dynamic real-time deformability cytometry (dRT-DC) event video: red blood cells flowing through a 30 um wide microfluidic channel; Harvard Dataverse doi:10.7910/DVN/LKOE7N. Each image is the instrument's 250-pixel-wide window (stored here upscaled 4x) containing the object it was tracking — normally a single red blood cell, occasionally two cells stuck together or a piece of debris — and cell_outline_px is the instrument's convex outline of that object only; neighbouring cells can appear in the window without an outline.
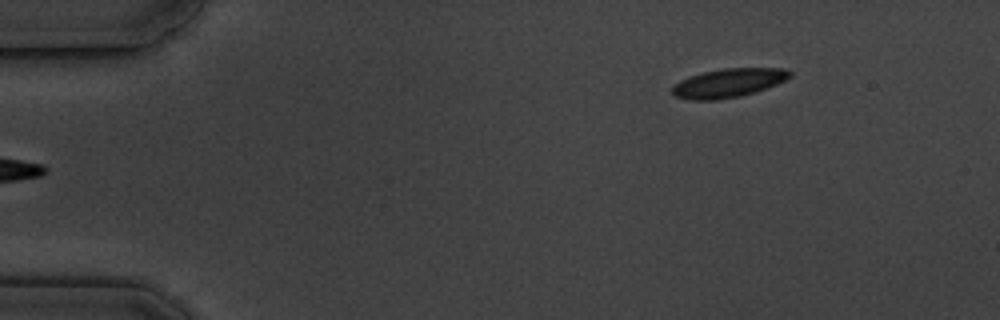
{"species": "common noctule bat (a hibernating species)", "species_latin": "Nyctalus noctula", "temperature_condition": "cold", "stored_images_in_passage": 6, "camera_frame_rate_fps": 3000, "um_per_image_px": 0.085, "animal": {"sex": "male", "body_mass_g": 19.5, "forearm_length_mm": 54.6}, "frame": {"image": 1, "passage_image": 6, "time_ms": 6.667, "image_size_px": [1000, 320], "cell_outline_px": [[792, 76], [776, 84], [740, 96], [716, 100], [688, 100], [676, 96], [672, 92], [672, 88], [680, 80], [688, 76], [704, 72], [724, 68], [784, 68], [792, 72]], "centroid_in_image_um": [61.9, 7.04], "position_along_channel_um": 23.1, "area_um2": 19.54}}